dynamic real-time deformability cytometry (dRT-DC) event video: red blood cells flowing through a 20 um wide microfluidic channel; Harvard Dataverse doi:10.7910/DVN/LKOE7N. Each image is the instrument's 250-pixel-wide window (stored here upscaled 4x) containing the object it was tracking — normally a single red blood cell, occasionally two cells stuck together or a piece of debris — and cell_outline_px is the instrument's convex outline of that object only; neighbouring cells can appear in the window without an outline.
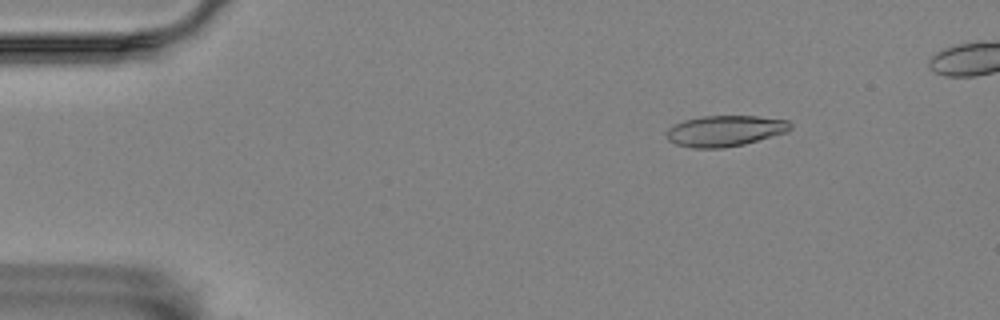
{"species": "Egyptian fruit bat (a non-hibernating species)", "species_latin": "Rousettus aegyptiacus", "temperature_condition": "room temperature", "stored_images_in_passage": 10, "camera_frame_rate_fps": 3000, "um_per_image_px": 0.085, "animal": {"sex": "female"}, "frame": {"image": 1, "passage_image": 8, "time_ms": 2.333, "image_size_px": [1000, 320], "cell_outline_px": [[792, 128], [788, 132], [744, 144], [724, 148], [692, 148], [676, 144], [668, 140], [664, 132], [668, 128], [684, 120], [704, 116], [756, 116], [788, 120], [792, 124]], "centroid_in_image_um": [61.63, 11.13], "position_along_channel_um": 23.4, "area_um2": 22.43}}